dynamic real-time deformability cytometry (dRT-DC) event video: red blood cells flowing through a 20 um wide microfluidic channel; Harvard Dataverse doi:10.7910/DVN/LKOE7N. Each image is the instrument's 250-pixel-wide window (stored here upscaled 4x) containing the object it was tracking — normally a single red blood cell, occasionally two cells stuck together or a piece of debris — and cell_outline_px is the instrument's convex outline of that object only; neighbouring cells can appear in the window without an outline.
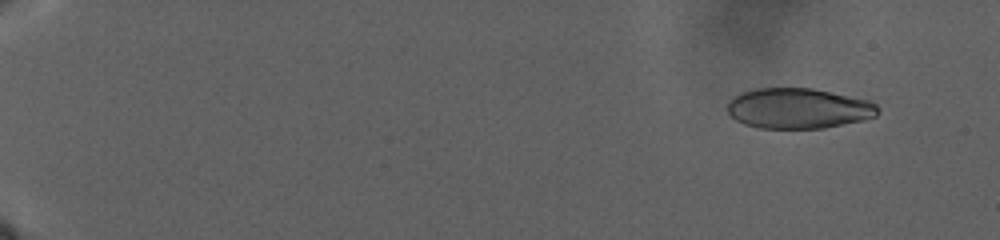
{"species": "human", "species_latin": "Homo sapiens", "temperature_condition": "warm", "stored_images_in_passage": 80, "camera_frame_rate_fps": 3000, "um_per_image_px": 0.085, "donor": {"sex": "male"}, "frame": {"image": 1, "passage_image": 17, "time_ms": 4.0, "image_size_px": [1000, 240], "cell_outline_px": [[880, 112], [876, 116], [864, 120], [824, 128], [760, 128], [744, 124], [728, 116], [728, 100], [732, 96], [740, 92], [756, 88], [812, 88], [868, 100], [876, 104], [880, 108]], "centroid_in_image_um": [67.84, 9.21], "position_along_channel_um": 17.2, "area_um2": 35.72}}
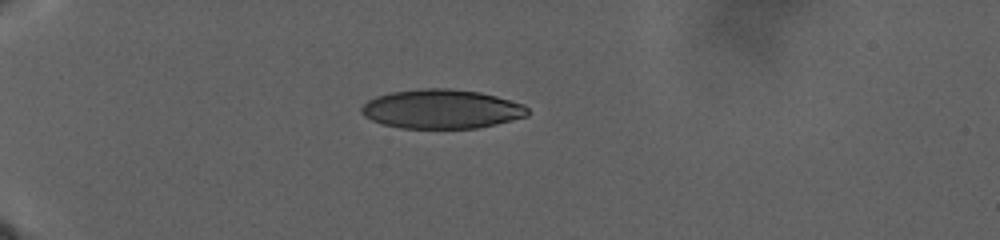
{"frame": {"image": 2, "passage_image": 79, "time_ms": 14.0, "image_size_px": [1000, 240], "cell_outline_px": [[528, 116], [496, 124], [476, 128], [400, 128], [384, 124], [372, 120], [364, 116], [360, 112], [360, 108], [368, 100], [376, 96], [388, 92], [420, 88], [448, 88], [480, 92], [496, 96], [524, 104], [528, 108]], "centroid_in_image_um": [37.52, 9.26], "position_along_channel_um": 47.5, "area_um2": 38.09}}